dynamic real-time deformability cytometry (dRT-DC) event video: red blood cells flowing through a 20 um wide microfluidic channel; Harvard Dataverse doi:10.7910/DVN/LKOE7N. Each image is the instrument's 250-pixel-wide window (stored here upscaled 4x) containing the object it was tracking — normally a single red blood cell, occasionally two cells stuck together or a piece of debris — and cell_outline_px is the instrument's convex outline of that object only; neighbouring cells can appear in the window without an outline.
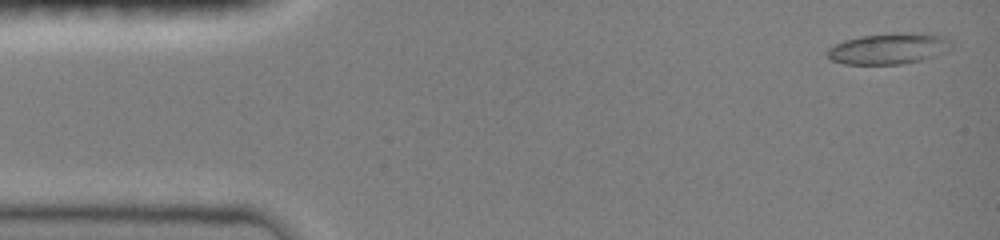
{"species": "common noctule bat (a hibernating species)", "species_latin": "Nyctalus noctula", "temperature_condition": "room temperature", "stored_images_in_passage": 5, "camera_frame_rate_fps": 3000, "um_per_image_px": 0.085, "animal": {"sex": "female", "body_mass_g": 19.0, "forearm_length_mm": 51.5}, "frame": {"image": 1, "passage_image": 1, "time_ms": 0.0, "image_size_px": [1000, 240], "cell_outline_px": [[952, 48], [936, 56], [920, 60], [900, 64], [844, 64], [832, 60], [828, 56], [828, 48], [844, 40], [860, 36], [908, 32], [944, 36], [952, 40]], "centroid_in_image_um": [75.58, 4.13], "position_along_channel_um": 9.4, "area_um2": 22.31}}